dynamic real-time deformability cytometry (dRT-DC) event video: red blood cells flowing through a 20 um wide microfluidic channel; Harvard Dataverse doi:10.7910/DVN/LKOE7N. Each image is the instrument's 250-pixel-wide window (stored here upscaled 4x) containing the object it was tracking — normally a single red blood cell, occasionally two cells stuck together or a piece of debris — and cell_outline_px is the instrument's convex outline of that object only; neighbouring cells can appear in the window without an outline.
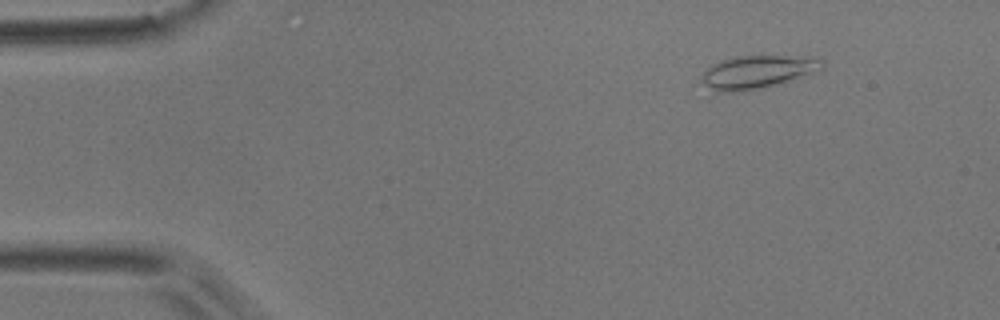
{"species": "common noctule bat (a hibernating species)", "species_latin": "Nyctalus noctula", "temperature_condition": "room temperature", "stored_images_in_passage": 6, "camera_frame_rate_fps": 3000, "um_per_image_px": 0.085, "animal": {"sex": "male", "body_mass_g": 17.9}, "frame": {"image": 1, "passage_image": 2, "time_ms": 1.0, "image_size_px": [1000, 320], "cell_outline_px": [[824, 64], [820, 68], [812, 72], [772, 84], [756, 88], [732, 92], [716, 92], [704, 84], [700, 80], [700, 76], [712, 64], [720, 60], [736, 56], [812, 56], [824, 60]], "centroid_in_image_um": [64.3, 6.08], "position_along_channel_um": 20.7, "area_um2": 22.54}}
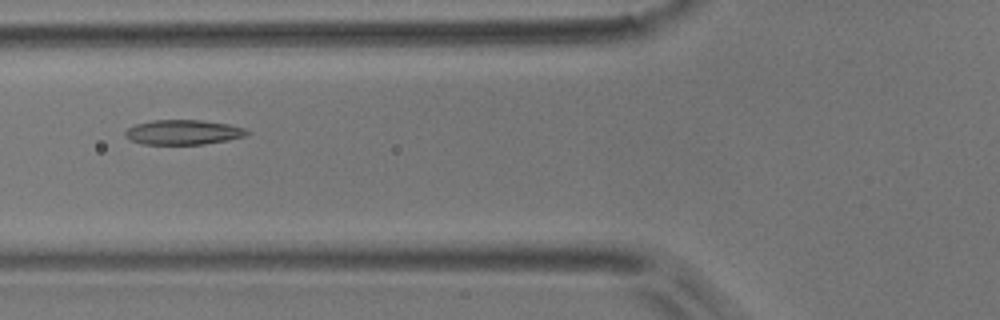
{"frame": {"image": 2, "passage_image": 6, "time_ms": 5.667, "image_size_px": [1000, 320], "cell_outline_px": [[252, 132], [248, 136], [228, 140], [204, 144], [144, 144], [132, 140], [124, 136], [124, 132], [128, 128], [136, 124], [152, 120], [200, 120], [228, 124], [244, 128]], "centroid_in_image_um": [15.61, 11.24], "position_along_channel_um": 110.2, "area_um2": 17.63}}